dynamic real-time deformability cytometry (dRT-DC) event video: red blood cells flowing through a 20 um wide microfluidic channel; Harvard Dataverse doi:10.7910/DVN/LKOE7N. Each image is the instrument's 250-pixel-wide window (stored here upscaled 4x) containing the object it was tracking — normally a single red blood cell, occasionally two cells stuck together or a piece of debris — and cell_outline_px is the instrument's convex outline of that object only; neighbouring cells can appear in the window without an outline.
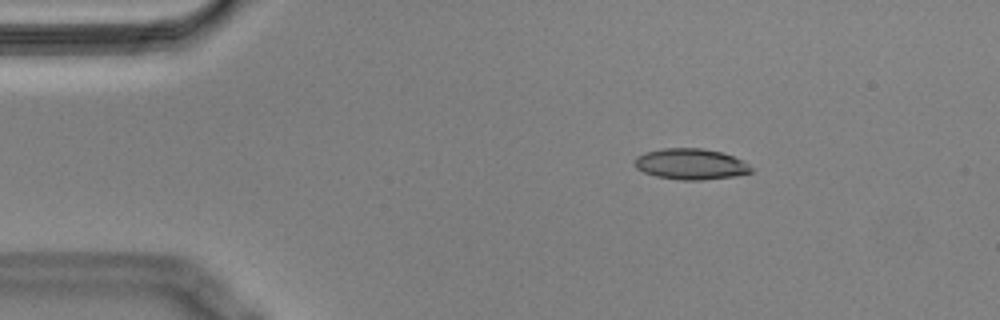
{"species": "Egyptian fruit bat (a non-hibernating species)", "species_latin": "Rousettus aegyptiacus", "temperature_condition": "cold", "stored_images_in_passage": 54, "camera_frame_rate_fps": 3000, "um_per_image_px": 0.085, "animal": {"sex": "male"}, "frame": {"image": 1, "passage_image": 7, "time_ms": 2.0, "image_size_px": [1000, 320], "cell_outline_px": [[752, 172], [736, 176], [700, 180], [680, 180], [656, 176], [644, 172], [636, 168], [632, 164], [636, 156], [644, 152], [664, 148], [704, 148], [720, 152], [732, 156], [748, 164], [752, 168]], "centroid_in_image_um": [58.66, 13.94], "position_along_channel_um": 26.3, "area_um2": 21.04}}
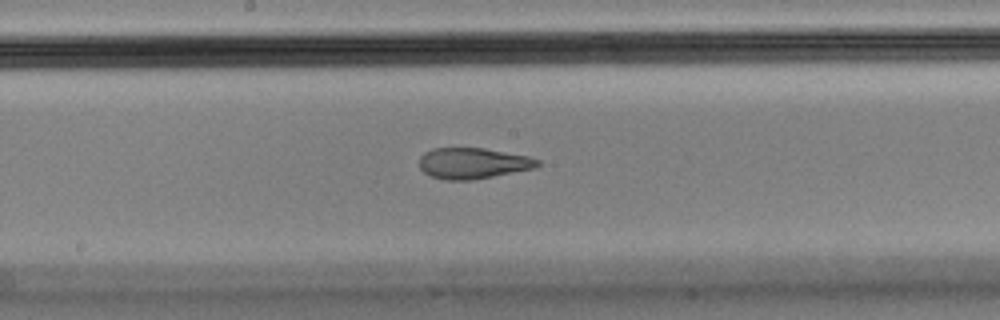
{"frame": {"image": 2, "passage_image": 27, "time_ms": 8.667, "image_size_px": [1000, 320], "cell_outline_px": [[540, 164], [536, 168], [472, 180], [444, 180], [432, 176], [424, 172], [420, 168], [420, 156], [424, 152], [432, 148], [484, 148], [528, 156], [540, 160]], "centroid_in_image_um": [40.2, 13.87], "position_along_channel_um": 208.0, "area_um2": 21.33}}
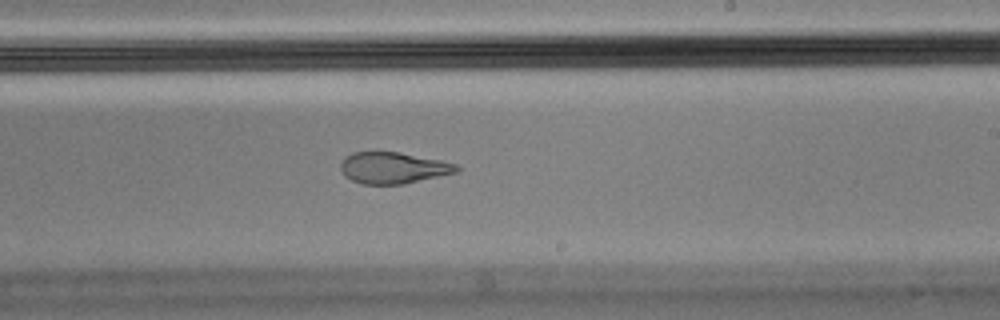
{"frame": {"image": 3, "passage_image": 31, "time_ms": 10.0, "image_size_px": [1000, 320], "cell_outline_px": [[460, 168], [456, 172], [404, 184], [360, 184], [344, 176], [340, 168], [340, 164], [344, 156], [352, 152], [400, 152], [440, 160], [456, 164]], "centroid_in_image_um": [33.37, 14.26], "position_along_channel_um": 255.6, "area_um2": 21.21}, "authors_computed_cell_mechanics": {"area_um2": 22.1952, "velocity_mm_per_s": 3.5877, "shape_relaxation_time_tau1_ms": null, "shape_relaxation_time_tau2_ms": 1.7386, "deformation_change_tau1": null, "deformation_change_tau2": 0.0886}}